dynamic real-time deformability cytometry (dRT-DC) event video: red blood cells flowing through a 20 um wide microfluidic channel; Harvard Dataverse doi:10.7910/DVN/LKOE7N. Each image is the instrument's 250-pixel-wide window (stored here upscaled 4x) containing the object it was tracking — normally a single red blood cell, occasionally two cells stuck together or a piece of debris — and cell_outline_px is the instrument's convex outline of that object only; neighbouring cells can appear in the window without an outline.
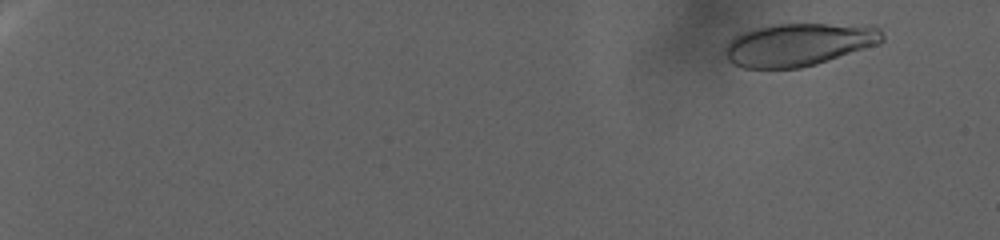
{"species": "human", "species_latin": "Homo sapiens", "temperature_condition": "warm", "stored_images_in_passage": 132, "camera_frame_rate_fps": 3000, "um_per_image_px": 0.085, "donor": {"sex": "female"}, "frame": {"image": 1, "passage_image": 13, "time_ms": 4.0, "image_size_px": [1000, 240], "cell_outline_px": [[884, 40], [880, 44], [816, 64], [800, 68], [744, 68], [732, 64], [728, 60], [724, 48], [728, 40], [744, 32], [756, 28], [772, 24], [828, 24], [880, 28], [884, 36]], "centroid_in_image_um": [67.86, 3.8], "position_along_channel_um": 17.1, "area_um2": 38.96}}
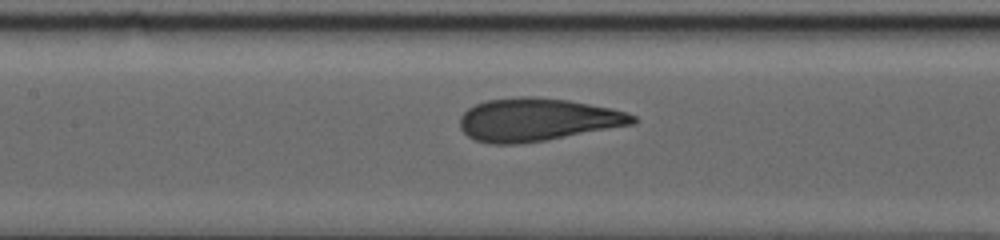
{"frame": {"image": 2, "passage_image": 75, "time_ms": 24.667, "image_size_px": [1000, 240], "cell_outline_px": [[636, 124], [544, 140], [516, 144], [492, 144], [476, 140], [468, 136], [460, 128], [460, 116], [468, 108], [476, 104], [488, 100], [520, 96], [536, 96], [568, 100], [612, 108], [628, 112], [636, 116]], "centroid_in_image_um": [45.68, 10.16], "position_along_channel_um": 161.7, "area_um2": 43.23}}
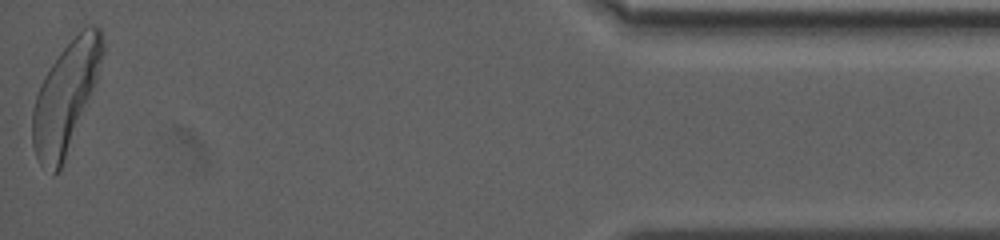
{"frame": {"image": 3, "passage_image": 132, "time_ms": 43.667, "image_size_px": [1000, 240], "cell_outline_px": [[104, 52], [96, 80], [60, 172], [52, 176], [40, 164], [36, 156], [32, 144], [32, 112], [36, 96], [40, 84], [44, 76], [60, 52], [88, 24], [92, 24], [100, 28], [104, 40]], "centroid_in_image_um": [5.56, 8.29], "position_along_channel_um": 429.6, "area_um2": 44.16}}